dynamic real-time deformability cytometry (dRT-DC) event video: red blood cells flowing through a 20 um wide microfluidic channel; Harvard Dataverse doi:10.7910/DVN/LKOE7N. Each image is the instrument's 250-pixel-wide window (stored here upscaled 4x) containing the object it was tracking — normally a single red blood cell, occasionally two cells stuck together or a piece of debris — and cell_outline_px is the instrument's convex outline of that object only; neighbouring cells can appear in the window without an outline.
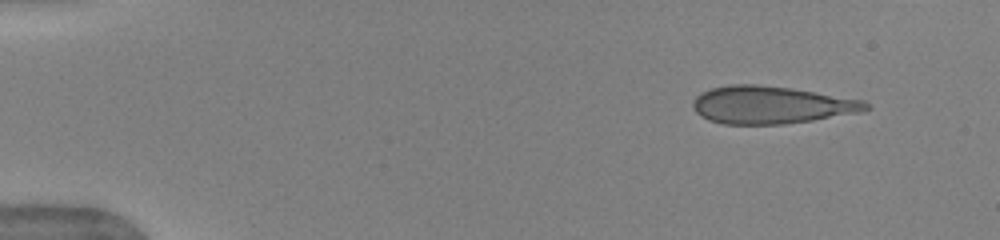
{"species": "human", "species_latin": "Homo sapiens", "temperature_condition": "warm", "stored_images_in_passage": 43, "camera_frame_rate_fps": 3000, "um_per_image_px": 0.085, "donor": {"sex": "female"}, "frame": {"image": 1, "passage_image": 1, "time_ms": 0.0, "image_size_px": [1000, 240], "cell_outline_px": [[872, 108], [860, 112], [812, 120], [784, 124], [724, 124], [708, 120], [700, 116], [696, 112], [692, 104], [696, 96], [712, 88], [732, 84], [756, 84], [792, 88], [864, 100]], "centroid_in_image_um": [65.55, 8.92], "position_along_channel_um": 19.4, "area_um2": 37.74}}
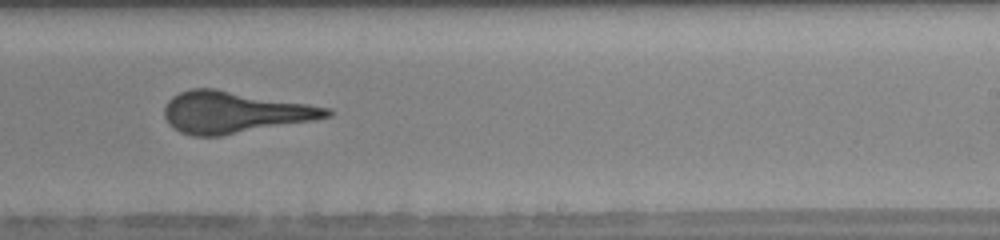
{"frame": {"image": 2, "passage_image": 28, "time_ms": 9.0, "image_size_px": [1000, 240], "cell_outline_px": [[336, 112], [332, 116], [312, 120], [220, 136], [192, 136], [180, 132], [172, 128], [168, 124], [164, 116], [164, 108], [168, 100], [172, 96], [180, 92], [192, 88], [216, 88], [332, 108]], "centroid_in_image_um": [19.9, 9.54], "position_along_channel_um": 269.1, "area_um2": 39.54}}
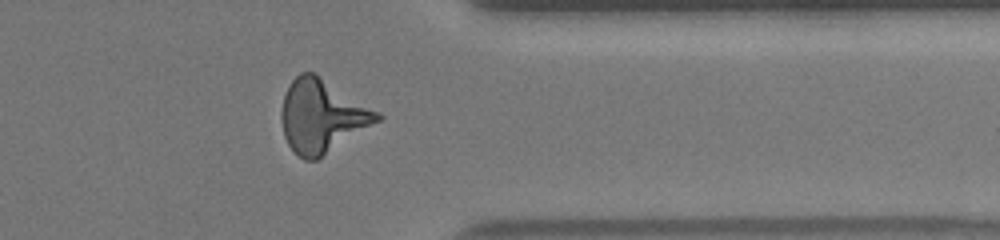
{"frame": {"image": 3, "passage_image": 37, "time_ms": 12.0, "image_size_px": [1000, 240], "cell_outline_px": [[384, 116], [380, 120], [316, 160], [304, 160], [288, 144], [284, 136], [280, 116], [280, 112], [284, 96], [292, 80], [300, 72], [316, 72], [380, 112]], "centroid_in_image_um": [27.37, 9.83], "position_along_channel_um": 384.0, "area_um2": 40.63}}